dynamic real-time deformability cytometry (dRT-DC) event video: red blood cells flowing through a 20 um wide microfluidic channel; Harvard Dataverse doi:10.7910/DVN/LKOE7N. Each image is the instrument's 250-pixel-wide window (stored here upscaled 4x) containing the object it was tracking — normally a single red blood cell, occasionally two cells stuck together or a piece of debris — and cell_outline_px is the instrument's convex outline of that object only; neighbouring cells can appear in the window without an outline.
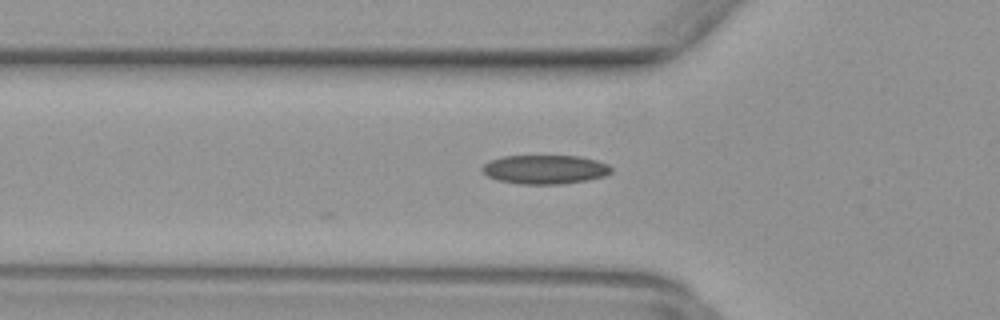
{"species": "common noctule bat (a hibernating species)", "species_latin": "Nyctalus noctula", "temperature_condition": "warm", "stored_images_in_passage": 24, "camera_frame_rate_fps": 3000, "um_per_image_px": 0.085, "animal": {"sex": "female", "body_mass_g": 29.2, "forearm_length_mm": 56.3}, "frame": {"image": 1, "passage_image": 2, "time_ms": 0.333, "image_size_px": [1000, 320], "cell_outline_px": [[612, 172], [604, 176], [588, 180], [560, 184], [520, 184], [496, 180], [488, 176], [480, 168], [484, 164], [492, 160], [504, 156], [580, 156], [596, 160], [608, 164], [612, 168]], "centroid_in_image_um": [46.34, 14.4], "position_along_channel_um": 79.5, "area_um2": 21.79}}
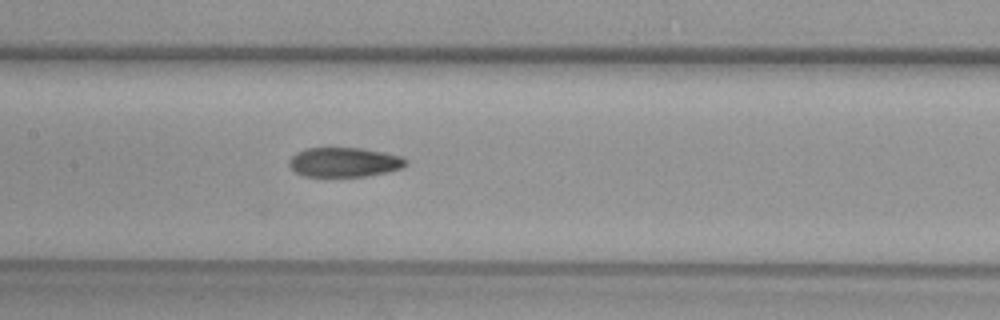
{"frame": {"image": 2, "passage_image": 9, "time_ms": 2.667, "image_size_px": [1000, 320], "cell_outline_px": [[408, 164], [404, 168], [388, 172], [364, 176], [304, 176], [296, 172], [288, 164], [288, 160], [296, 152], [304, 148], [360, 148], [384, 152], [404, 156], [408, 160]], "centroid_in_image_um": [29.31, 13.78], "position_along_channel_um": 178.1, "area_um2": 20.29}}
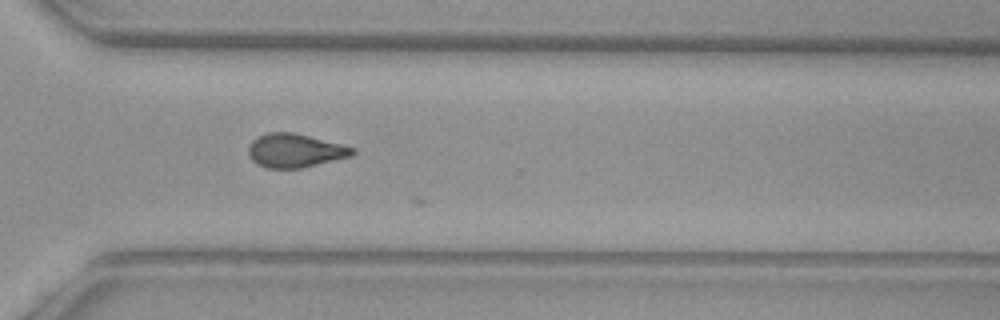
{"frame": {"image": 3, "passage_image": 21, "time_ms": 6.667, "image_size_px": [1000, 320], "cell_outline_px": [[356, 152], [352, 156], [300, 168], [264, 168], [252, 160], [248, 156], [248, 144], [256, 136], [268, 132], [292, 132], [356, 148]], "centroid_in_image_um": [25.03, 12.8], "position_along_channel_um": 345.6, "area_um2": 20.46}}